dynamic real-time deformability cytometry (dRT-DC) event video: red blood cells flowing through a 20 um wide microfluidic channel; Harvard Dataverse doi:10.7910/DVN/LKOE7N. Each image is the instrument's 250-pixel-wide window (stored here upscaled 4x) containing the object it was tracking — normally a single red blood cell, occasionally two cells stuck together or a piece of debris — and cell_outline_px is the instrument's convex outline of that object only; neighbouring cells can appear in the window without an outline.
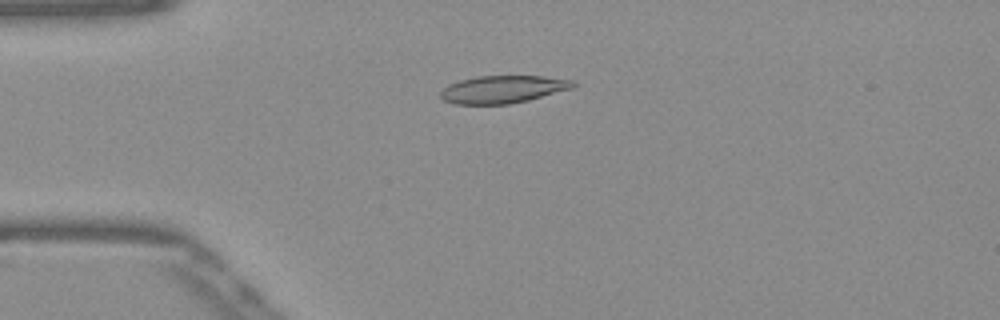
{"species": "Egyptian fruit bat (a non-hibernating species)", "species_latin": "Rousettus aegyptiacus", "temperature_condition": "warm", "stored_images_in_passage": 52, "camera_frame_rate_fps": 3000, "um_per_image_px": 0.085, "frame": {"image": 1, "passage_image": 13, "time_ms": 4.0, "image_size_px": [1000, 320], "cell_outline_px": [[576, 84], [572, 88], [528, 100], [508, 104], [452, 104], [444, 100], [440, 96], [440, 92], [448, 84], [460, 80], [476, 76], [544, 76], [576, 80]], "centroid_in_image_um": [42.74, 7.58], "position_along_channel_um": 42.3, "area_um2": 21.33}}
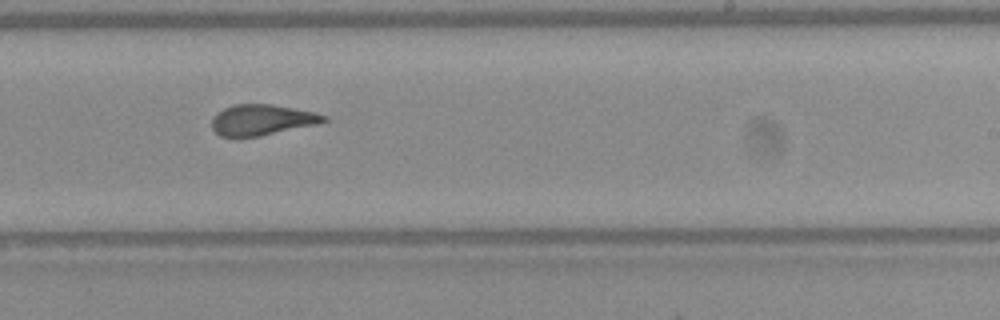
{"frame": {"image": 2, "passage_image": 32, "time_ms": 10.333, "image_size_px": [1000, 320], "cell_outline_px": [[328, 120], [320, 124], [260, 136], [220, 136], [212, 128], [212, 116], [216, 112], [232, 104], [272, 104], [316, 112], [328, 116]], "centroid_in_image_um": [22.3, 10.18], "position_along_channel_um": 266.7, "area_um2": 20.29}}
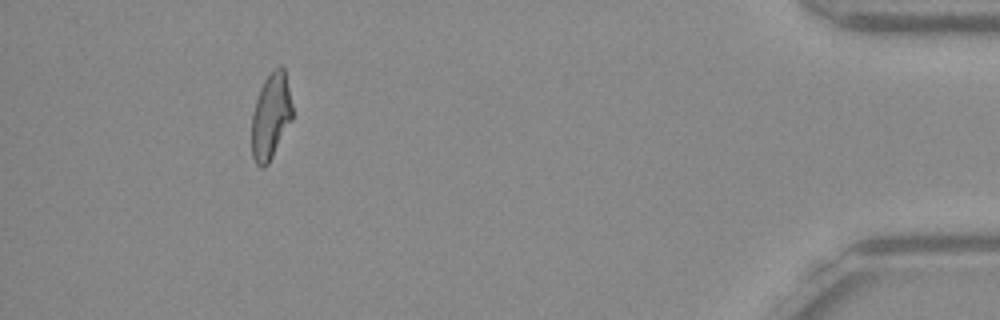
{"frame": {"image": 3, "passage_image": 48, "time_ms": 15.667, "image_size_px": [1000, 320], "cell_outline_px": [[292, 120], [268, 164], [264, 168], [260, 168], [256, 164], [252, 156], [252, 112], [260, 88], [264, 80], [272, 68], [280, 64], [284, 68], [292, 104]], "centroid_in_image_um": [23.01, 9.86], "position_along_channel_um": 412.2, "area_um2": 20.52}, "authors_computed_cell_mechanics": {"area_um2": 21.0392, "velocity_mm_per_s": 3.8928, "shape_relaxation_time_tau1_ms": 5.8985, "shape_relaxation_time_tau2_ms": 1.2759, "deformation_change_tau1": 0.2107, "deformation_change_tau2": 0.0938}}